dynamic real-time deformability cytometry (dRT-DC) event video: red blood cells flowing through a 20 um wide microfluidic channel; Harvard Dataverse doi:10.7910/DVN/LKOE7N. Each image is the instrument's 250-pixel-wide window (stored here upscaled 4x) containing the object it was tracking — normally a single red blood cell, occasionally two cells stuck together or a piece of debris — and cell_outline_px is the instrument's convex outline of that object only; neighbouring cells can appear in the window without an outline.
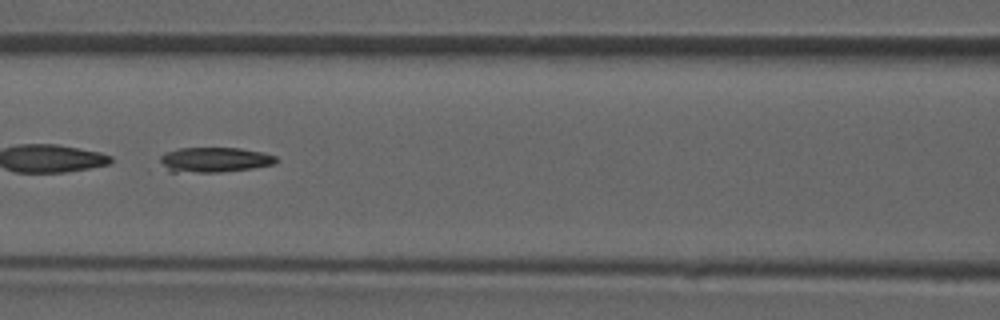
{"species": "common noctule bat (a hibernating species)", "species_latin": "Nyctalus noctula", "temperature_condition": "room temperature", "stored_images_in_passage": 47, "camera_frame_rate_fps": 3000, "um_per_image_px": 0.085, "animal": {"sex": "male", "forearm_length_mm": 52.5}, "frame": {"image": 1, "passage_image": 21, "time_ms": 6.667, "image_size_px": [1000, 320], "cell_outline_px": [[280, 160], [276, 164], [252, 168], [220, 172], [168, 172], [156, 168], [160, 156], [164, 152], [176, 148], [240, 148], [260, 152], [276, 156]], "centroid_in_image_um": [18.11, 13.59], "position_along_channel_um": 148.5, "area_um2": 17.51}}